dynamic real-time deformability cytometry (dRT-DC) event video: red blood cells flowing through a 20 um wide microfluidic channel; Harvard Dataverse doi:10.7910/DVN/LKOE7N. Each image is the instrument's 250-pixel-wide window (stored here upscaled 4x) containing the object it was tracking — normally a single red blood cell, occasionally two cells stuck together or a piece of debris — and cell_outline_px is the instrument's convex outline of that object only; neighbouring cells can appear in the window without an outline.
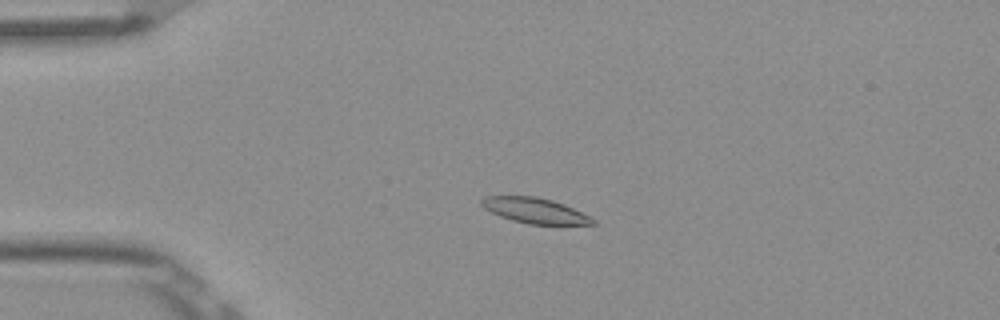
{"species": "Egyptian fruit bat (a non-hibernating species)", "species_latin": "Rousettus aegyptiacus", "temperature_condition": "room temperature", "stored_images_in_passage": 41, "camera_frame_rate_fps": 3000, "um_per_image_px": 0.085, "frame": {"image": 1, "passage_image": 1, "time_ms": 0.0, "image_size_px": [1000, 320], "cell_outline_px": [[596, 224], [528, 224], [512, 220], [500, 216], [484, 208], [480, 204], [480, 200], [484, 196], [536, 196], [552, 200], [564, 204], [596, 220]], "centroid_in_image_um": [45.42, 17.89], "position_along_channel_um": 39.6, "area_um2": 16.3}}
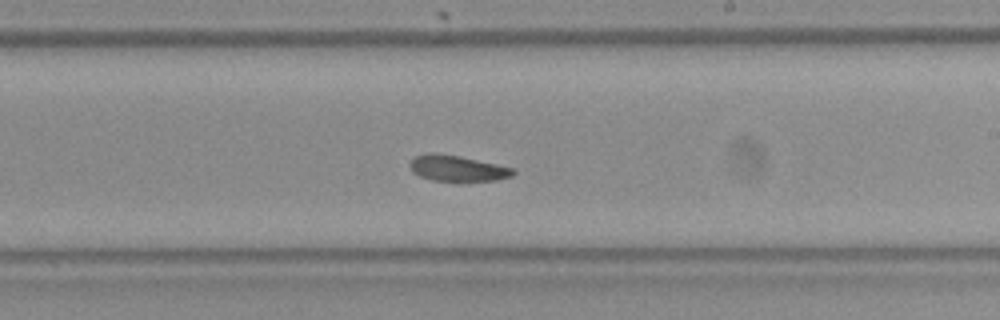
{"frame": {"image": 2, "passage_image": 20, "time_ms": 6.333, "image_size_px": [1000, 320], "cell_outline_px": [[516, 172], [512, 176], [496, 180], [432, 180], [420, 176], [412, 172], [408, 164], [416, 156], [428, 152], [436, 152], [460, 156], [496, 164], [512, 168]], "centroid_in_image_um": [38.83, 14.28], "position_along_channel_um": 250.2, "area_um2": 15.37}}
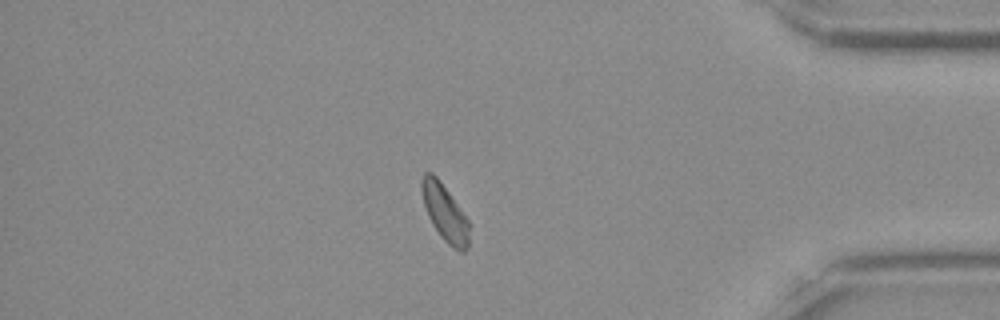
{"frame": {"image": 3, "passage_image": 34, "time_ms": 11.0, "image_size_px": [1000, 320], "cell_outline_px": [[468, 248], [464, 252], [460, 252], [452, 248], [440, 236], [432, 224], [428, 216], [424, 204], [420, 188], [420, 180], [424, 172], [432, 172], [436, 176], [448, 192], [468, 220]], "centroid_in_image_um": [37.78, 18.09], "position_along_channel_um": 397.4, "area_um2": 15.55}, "authors_computed_cell_mechanics": {"area_um2": 16.0684, "velocity_mm_per_s": 3.8402, "shape_relaxation_time_tau1_ms": 8.1337, "shape_relaxation_time_tau2_ms": 1.7527, "deformation_change_tau1": 0.1329, "deformation_change_tau2": 0.0678}}